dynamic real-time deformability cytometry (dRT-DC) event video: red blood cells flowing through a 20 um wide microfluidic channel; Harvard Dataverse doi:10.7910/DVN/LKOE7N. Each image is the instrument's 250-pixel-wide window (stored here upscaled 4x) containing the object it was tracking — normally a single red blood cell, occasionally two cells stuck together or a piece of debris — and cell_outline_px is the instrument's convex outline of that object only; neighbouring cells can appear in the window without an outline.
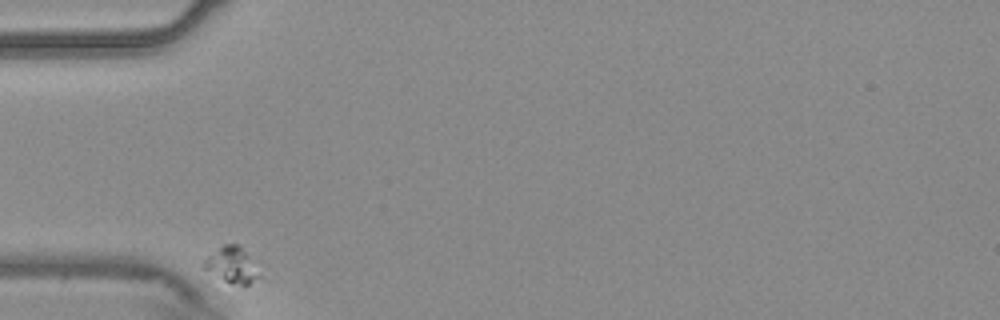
{"species": "common noctule bat (a hibernating species)", "species_latin": "Nyctalus noctula", "temperature_condition": "warm", "stored_images_in_passage": 35, "camera_frame_rate_fps": 3000, "um_per_image_px": 0.085, "animal": {"sex": "male", "body_mass_g": 20.4}, "frame": {"image": 1, "passage_image": 1, "time_ms": 0.0, "image_size_px": [1000, 320], "cell_outline_px": [[260, 276], [244, 288], [232, 284], [224, 280], [204, 268], [204, 260], [208, 256], [224, 244], [240, 244], [252, 260]], "centroid_in_image_um": [19.74, 22.54], "position_along_channel_um": 65.3, "area_um2": 11.39}}
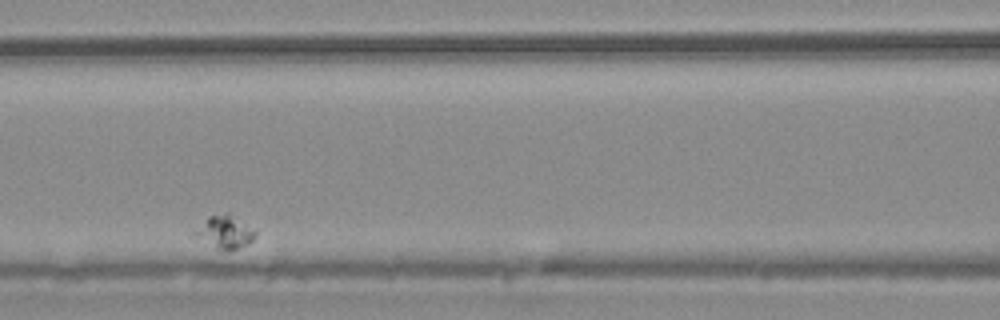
{"frame": {"image": 2, "passage_image": 11, "time_ms": 3.333, "image_size_px": [1000, 320], "cell_outline_px": [[256, 236], [248, 244], [228, 252], [224, 252], [188, 236], [188, 232], [208, 216], [228, 216], [256, 232]], "centroid_in_image_um": [18.91, 19.83], "position_along_channel_um": 147.7, "area_um2": 11.56}}
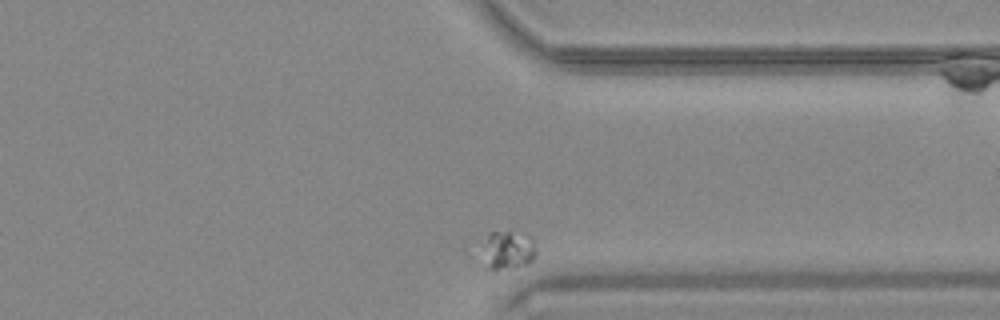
{"frame": {"image": 3, "passage_image": 35, "time_ms": 11.333, "image_size_px": [1000, 320], "cell_outline_px": [[536, 252], [532, 260], [524, 264], [496, 272], [488, 268], [488, 236], [492, 232], [508, 232], [532, 244]], "centroid_in_image_um": [43.19, 21.36], "position_along_channel_um": 368.2, "area_um2": 10.35}}